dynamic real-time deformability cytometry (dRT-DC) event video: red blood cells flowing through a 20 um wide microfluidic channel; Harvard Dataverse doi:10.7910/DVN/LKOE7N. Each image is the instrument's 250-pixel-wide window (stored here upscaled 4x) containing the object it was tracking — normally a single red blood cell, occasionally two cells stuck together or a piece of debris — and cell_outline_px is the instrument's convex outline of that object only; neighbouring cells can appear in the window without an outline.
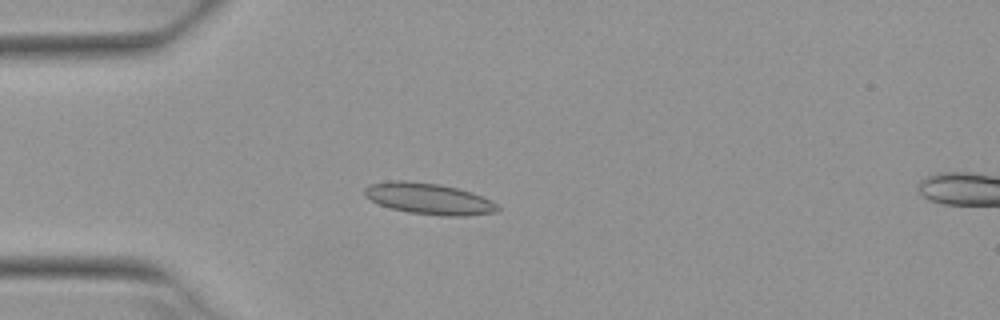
{"species": "Egyptian fruit bat (a non-hibernating species)", "species_latin": "Rousettus aegyptiacus", "temperature_condition": "warm", "stored_images_in_passage": 5, "camera_frame_rate_fps": 3000, "um_per_image_px": 0.085, "animal": {"sex": "female"}, "frame": {"image": 1, "passage_image": 4, "time_ms": 1.0, "image_size_px": [1000, 320], "cell_outline_px": [[500, 208], [496, 212], [464, 216], [440, 216], [408, 212], [392, 208], [380, 204], [364, 196], [364, 188], [368, 184], [388, 180], [408, 180], [440, 184], [472, 192], [492, 200]], "centroid_in_image_um": [36.44, 16.88], "position_along_channel_um": 48.6, "area_um2": 24.39}}